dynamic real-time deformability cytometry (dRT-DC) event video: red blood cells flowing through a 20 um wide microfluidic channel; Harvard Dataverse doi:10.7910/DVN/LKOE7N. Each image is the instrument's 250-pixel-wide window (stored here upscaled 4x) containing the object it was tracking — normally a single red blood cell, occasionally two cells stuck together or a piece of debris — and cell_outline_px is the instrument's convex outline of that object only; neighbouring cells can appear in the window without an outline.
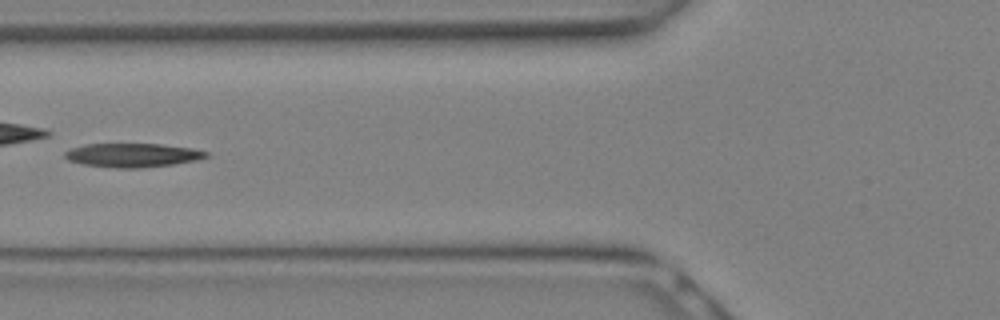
{"species": "Egyptian fruit bat (a non-hibernating species)", "species_latin": "Rousettus aegyptiacus", "temperature_condition": "warm", "stored_images_in_passage": 11, "camera_frame_rate_fps": 3000, "um_per_image_px": 0.085, "animal": {"sex": "female"}, "frame": {"image": 1, "passage_image": 10, "time_ms": 3.0, "image_size_px": [1000, 320], "cell_outline_px": [[208, 156], [196, 160], [172, 164], [144, 168], [116, 168], [84, 164], [68, 160], [64, 156], [64, 152], [72, 148], [84, 144], [164, 144], [192, 148], [208, 152]], "centroid_in_image_um": [11.27, 13.19], "position_along_channel_um": 114.5, "area_um2": 19.59}}